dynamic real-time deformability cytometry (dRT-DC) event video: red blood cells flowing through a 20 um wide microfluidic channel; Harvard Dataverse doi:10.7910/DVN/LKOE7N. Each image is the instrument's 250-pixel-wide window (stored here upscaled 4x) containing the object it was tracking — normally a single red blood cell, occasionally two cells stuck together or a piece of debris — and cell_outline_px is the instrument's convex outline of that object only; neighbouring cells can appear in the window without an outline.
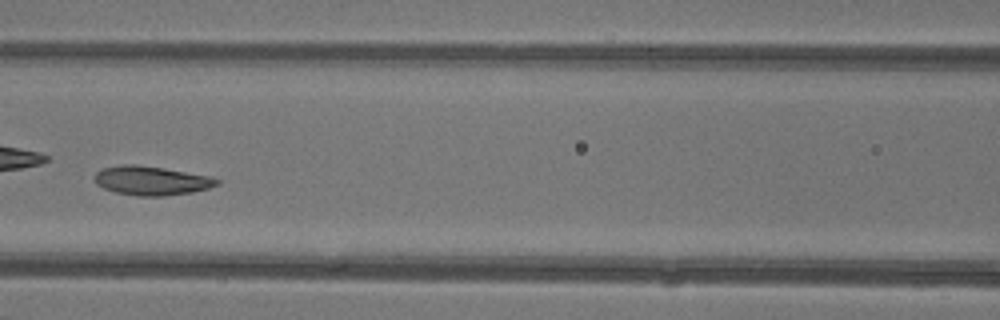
{"species": "common noctule bat (a hibernating species)", "species_latin": "Nyctalus noctula", "temperature_condition": "warm", "stored_images_in_passage": 26, "camera_frame_rate_fps": 3000, "um_per_image_px": 0.085, "animal": {"sex": "female"}, "frame": {"image": 1, "passage_image": 15, "time_ms": 4.667, "image_size_px": [1000, 320], "cell_outline_px": [[220, 184], [208, 188], [192, 192], [164, 196], [136, 196], [116, 192], [104, 188], [96, 184], [96, 172], [104, 168], [124, 164], [136, 164], [164, 168], [212, 176], [220, 180]], "centroid_in_image_um": [12.91, 15.35], "position_along_channel_um": 153.7, "area_um2": 20.69}}